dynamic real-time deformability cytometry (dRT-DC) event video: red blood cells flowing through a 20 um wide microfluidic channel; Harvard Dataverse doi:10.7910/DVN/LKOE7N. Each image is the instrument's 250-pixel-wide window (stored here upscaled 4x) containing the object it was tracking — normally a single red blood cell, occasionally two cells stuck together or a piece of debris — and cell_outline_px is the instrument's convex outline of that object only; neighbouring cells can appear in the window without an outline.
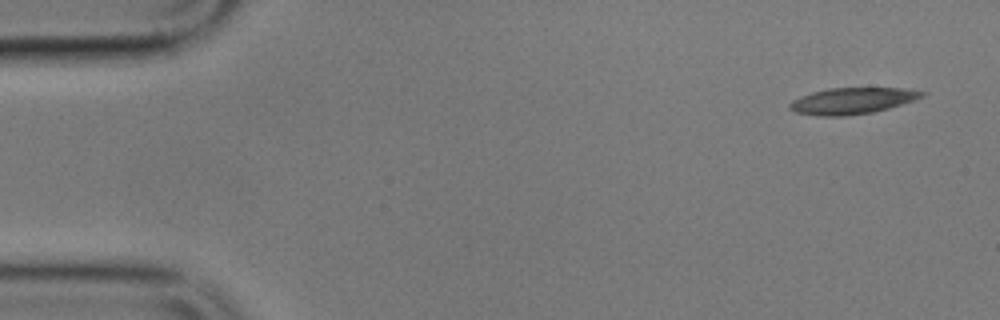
{"species": "common noctule bat (a hibernating species)", "species_latin": "Nyctalus noctula", "temperature_condition": "cold", "stored_images_in_passage": 6, "camera_frame_rate_fps": 3000, "um_per_image_px": 0.085, "animal": {"sex": "male", "body_mass_g": 17.9}, "frame": {"image": 1, "passage_image": 1, "time_ms": 0.0, "image_size_px": [1000, 320], "cell_outline_px": [[928, 92], [924, 96], [916, 100], [888, 108], [872, 112], [844, 116], [816, 116], [796, 112], [788, 108], [788, 104], [792, 100], [800, 96], [812, 92], [828, 88], [904, 88]], "centroid_in_image_um": [72.44, 8.57], "position_along_channel_um": 12.6, "area_um2": 20.4}}
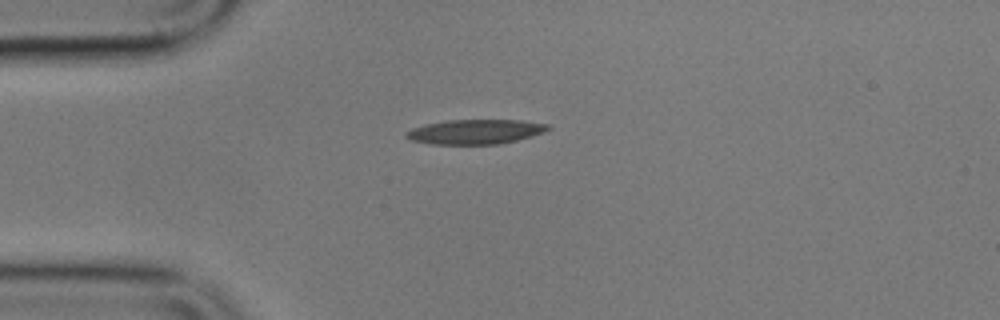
{"frame": {"image": 2, "passage_image": 4, "time_ms": 3.667, "image_size_px": [1000, 320], "cell_outline_px": [[552, 128], [544, 132], [532, 136], [500, 144], [428, 144], [412, 140], [404, 136], [404, 132], [412, 128], [424, 124], [448, 120], [520, 120], [552, 124]], "centroid_in_image_um": [40.42, 11.19], "position_along_channel_um": 44.6, "area_um2": 20.58}}
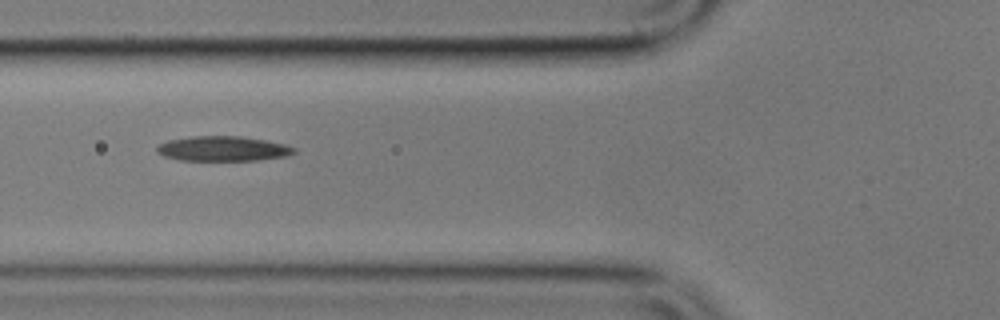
{"frame": {"image": 3, "passage_image": 6, "time_ms": 6.0, "image_size_px": [1000, 320], "cell_outline_px": [[296, 152], [288, 156], [260, 160], [180, 160], [164, 156], [156, 152], [156, 148], [160, 144], [168, 140], [192, 136], [240, 136], [264, 140], [284, 144], [296, 148]], "centroid_in_image_um": [18.96, 12.64], "position_along_channel_um": 106.8, "area_um2": 19.88}}